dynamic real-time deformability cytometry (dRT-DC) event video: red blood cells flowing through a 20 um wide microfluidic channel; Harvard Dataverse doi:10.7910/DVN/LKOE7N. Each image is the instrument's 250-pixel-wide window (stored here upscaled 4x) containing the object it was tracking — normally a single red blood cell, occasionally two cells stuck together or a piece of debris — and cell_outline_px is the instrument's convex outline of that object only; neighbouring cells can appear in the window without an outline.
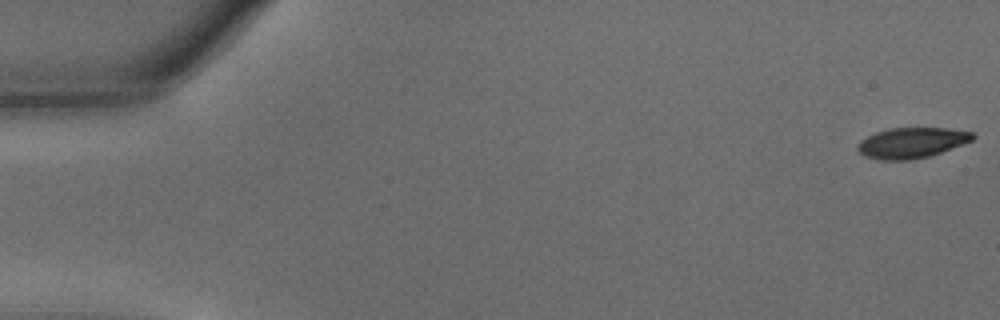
{"species": "common noctule bat (a hibernating species)", "species_latin": "Nyctalus noctula", "temperature_condition": "warm", "stored_images_in_passage": 8, "camera_frame_rate_fps": 3000, "um_per_image_px": 0.085, "animal": {"sex": "male", "body_mass_g": 15.6}, "frame": {"image": 1, "passage_image": 1, "time_ms": 0.0, "image_size_px": [1000, 320], "cell_outline_px": [[976, 136], [972, 140], [940, 152], [928, 156], [908, 160], [880, 160], [864, 156], [856, 148], [860, 140], [876, 132], [888, 128], [948, 128], [972, 132]], "centroid_in_image_um": [77.46, 12.13], "position_along_channel_um": 7.5, "area_um2": 20.29}}